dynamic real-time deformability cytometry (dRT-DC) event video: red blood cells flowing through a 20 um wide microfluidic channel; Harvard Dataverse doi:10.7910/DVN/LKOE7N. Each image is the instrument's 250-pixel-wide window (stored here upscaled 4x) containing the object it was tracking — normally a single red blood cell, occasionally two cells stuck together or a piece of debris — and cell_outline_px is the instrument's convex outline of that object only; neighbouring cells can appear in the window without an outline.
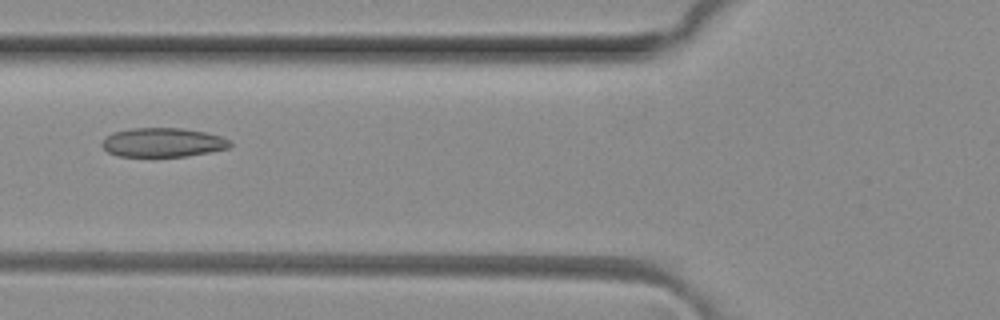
{"species": "common noctule bat (a hibernating species)", "species_latin": "Nyctalus noctula", "temperature_condition": "room temperature", "stored_images_in_passage": 6, "camera_frame_rate_fps": 3000, "um_per_image_px": 0.085, "animal": {"sex": "female", "body_mass_g": 29.2, "forearm_length_mm": 56.3}, "frame": {"image": 1, "passage_image": 5, "time_ms": 1.333, "image_size_px": [1000, 320], "cell_outline_px": [[232, 144], [228, 148], [208, 152], [184, 156], [120, 156], [108, 152], [100, 144], [112, 132], [132, 128], [180, 128], [204, 132], [220, 136], [232, 140]], "centroid_in_image_um": [13.85, 12.1], "position_along_channel_um": 112.0, "area_um2": 21.5}}
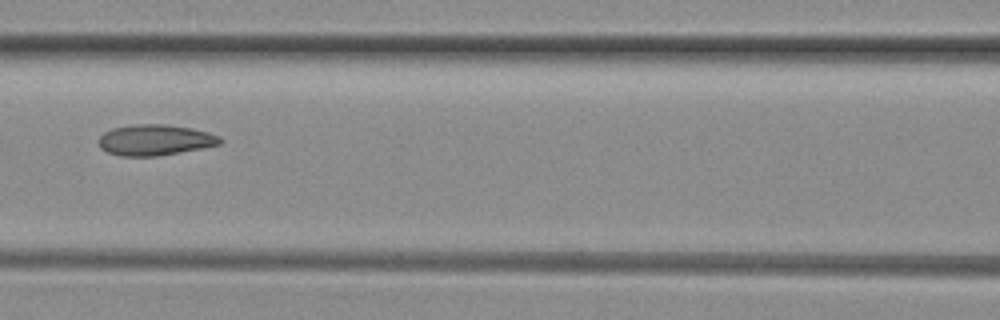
{"frame": {"image": 2, "passage_image": 6, "time_ms": 1.667, "image_size_px": [1000, 320], "cell_outline_px": [[224, 140], [220, 144], [200, 148], [156, 156], [120, 156], [108, 152], [100, 148], [100, 136], [104, 132], [112, 128], [136, 124], [168, 124], [192, 128], [208, 132], [220, 136]], "centroid_in_image_um": [13.19, 11.89], "position_along_channel_um": 153.4, "area_um2": 21.73}}